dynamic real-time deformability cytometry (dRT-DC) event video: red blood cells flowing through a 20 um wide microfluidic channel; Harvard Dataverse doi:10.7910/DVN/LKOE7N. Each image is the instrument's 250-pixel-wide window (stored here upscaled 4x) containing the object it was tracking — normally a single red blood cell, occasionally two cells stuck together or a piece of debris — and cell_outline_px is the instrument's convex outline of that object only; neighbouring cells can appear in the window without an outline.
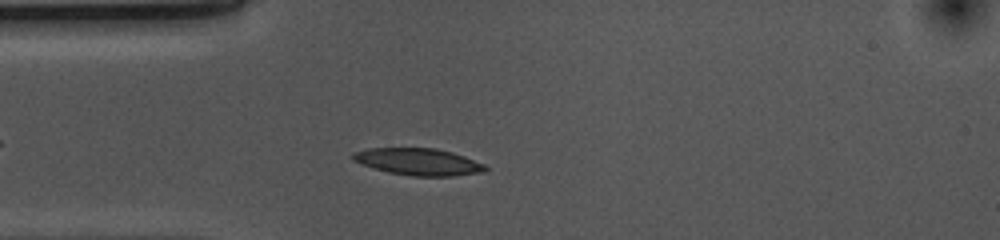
{"species": "common noctule bat (a hibernating species)", "species_latin": "Nyctalus noctula", "temperature_condition": "cold", "stored_images_in_passage": 45, "camera_frame_rate_fps": 3000, "um_per_image_px": 0.085, "animal": {"sex": "female", "body_mass_g": 10.0, "forearm_length_mm": 53.1}, "frame": {"image": 1, "passage_image": 9, "time_ms": 2.667, "image_size_px": [1000, 240], "cell_outline_px": [[488, 168], [484, 172], [452, 176], [412, 176], [388, 172], [352, 160], [352, 152], [368, 148], [436, 148], [452, 152], [464, 156], [484, 164]], "centroid_in_image_um": [35.58, 13.74], "position_along_channel_um": 49.4, "area_um2": 20.69}}
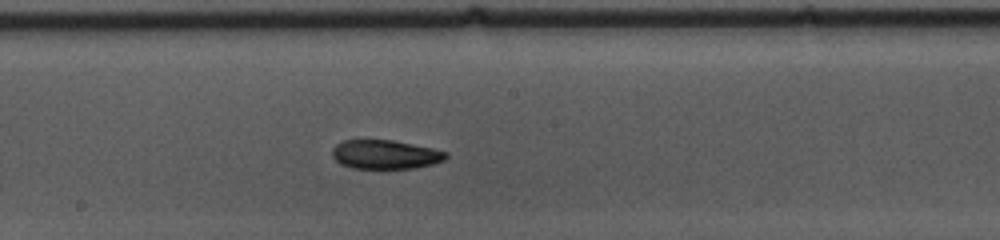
{"frame": {"image": 2, "passage_image": 23, "time_ms": 7.333, "image_size_px": [1000, 240], "cell_outline_px": [[448, 156], [444, 160], [432, 164], [412, 168], [352, 168], [340, 164], [332, 156], [332, 148], [336, 144], [344, 140], [392, 140], [432, 148], [448, 152]], "centroid_in_image_um": [32.73, 13.13], "position_along_channel_um": 215.5, "area_um2": 19.13}}
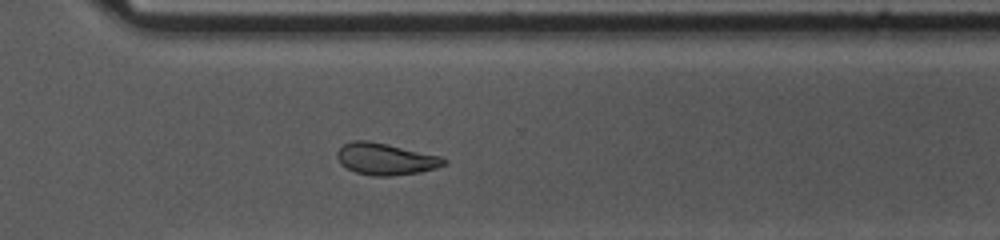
{"frame": {"image": 3, "passage_image": 33, "time_ms": 10.667, "image_size_px": [1000, 240], "cell_outline_px": [[448, 164], [436, 168], [420, 172], [392, 176], [372, 176], [356, 172], [340, 164], [336, 156], [336, 152], [344, 144], [352, 140], [368, 140], [440, 156], [448, 160]], "centroid_in_image_um": [32.77, 13.52], "position_along_channel_um": 337.8, "area_um2": 19.77}, "authors_computed_cell_mechanics": {"area_um2": 20.23, "velocity_mm_per_s": 3.6801, "shape_relaxation_time_tau1_ms": 4.8322, "shape_relaxation_time_tau2_ms": 7.24, "deformation_change_tau1": 0.1233, "deformation_change_tau2": 0.1397}}